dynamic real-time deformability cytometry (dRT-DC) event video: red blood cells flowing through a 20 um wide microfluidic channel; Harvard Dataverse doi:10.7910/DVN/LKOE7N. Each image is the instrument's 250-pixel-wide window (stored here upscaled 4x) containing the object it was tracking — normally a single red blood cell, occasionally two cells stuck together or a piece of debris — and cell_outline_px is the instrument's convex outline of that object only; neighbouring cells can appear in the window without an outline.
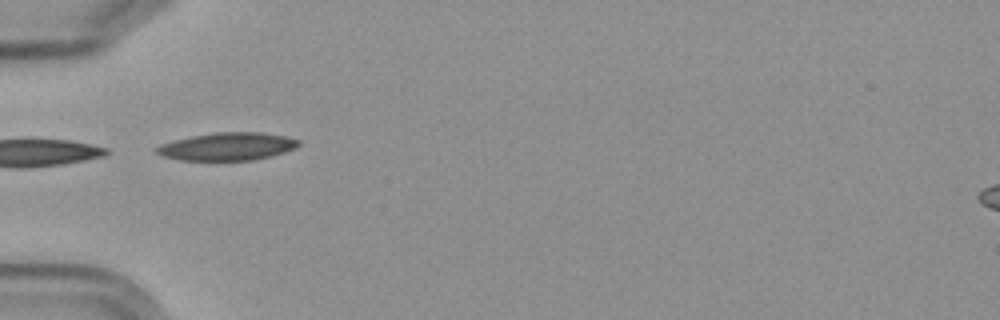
{"species": "Egyptian fruit bat (a non-hibernating species)", "species_latin": "Rousettus aegyptiacus", "temperature_condition": "cold", "stored_images_in_passage": 3, "camera_frame_rate_fps": 3000, "um_per_image_px": 0.085, "frame": {"image": 1, "passage_image": 2, "time_ms": 1.333, "image_size_px": [1000, 320], "cell_outline_px": [[300, 144], [296, 148], [284, 152], [252, 160], [180, 160], [164, 156], [156, 152], [156, 148], [160, 144], [192, 136], [216, 132], [260, 132], [288, 136], [300, 140]], "centroid_in_image_um": [19.37, 12.44], "position_along_channel_um": 65.6, "area_um2": 22.83}}